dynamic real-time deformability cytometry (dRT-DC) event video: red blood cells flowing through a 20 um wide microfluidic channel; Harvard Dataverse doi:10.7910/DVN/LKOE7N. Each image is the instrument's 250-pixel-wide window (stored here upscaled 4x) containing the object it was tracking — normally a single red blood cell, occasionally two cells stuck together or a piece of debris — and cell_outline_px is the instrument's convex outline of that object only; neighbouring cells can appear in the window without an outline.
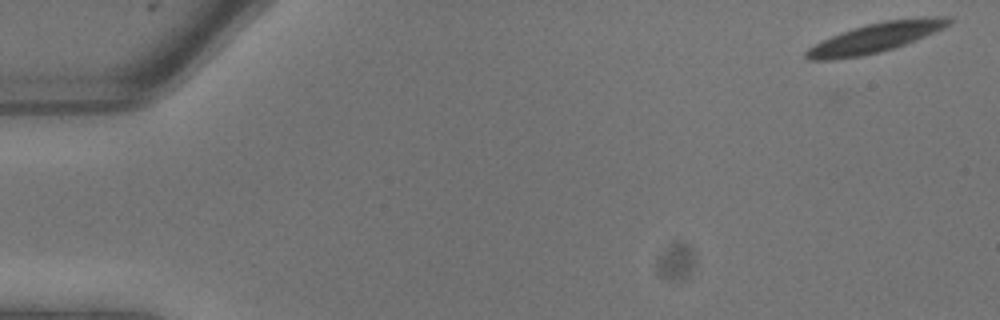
{"species": "common noctule bat (a hibernating species)", "species_latin": "Nyctalus noctula", "temperature_condition": "warm", "stored_images_in_passage": 9, "camera_frame_rate_fps": 3000, "um_per_image_px": 0.085, "animal": {"sex": "male", "body_mass_g": 13.3}, "frame": {"image": 1, "passage_image": 1, "time_ms": 0.0, "image_size_px": [1000, 320], "cell_outline_px": [[952, 20], [948, 24], [924, 36], [904, 44], [880, 52], [860, 56], [832, 60], [808, 60], [804, 56], [804, 52], [808, 48], [832, 36], [868, 24], [884, 20], [916, 16], [948, 16]], "centroid_in_image_um": [74.41, 3.19], "position_along_channel_um": 10.6, "area_um2": 24.1}}
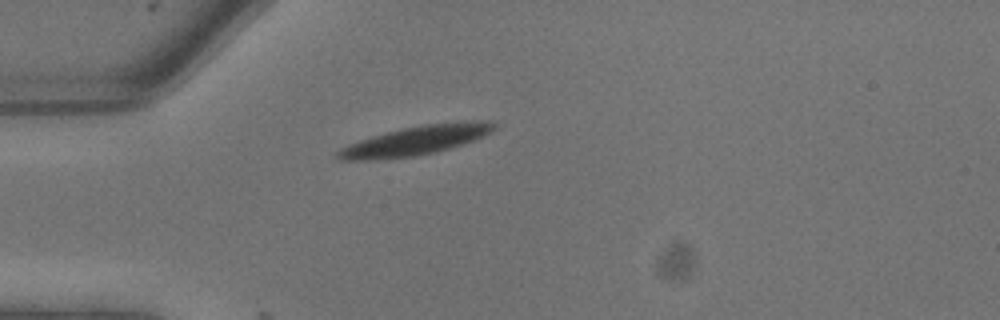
{"frame": {"image": 2, "passage_image": 7, "time_ms": 2.0, "image_size_px": [1000, 320], "cell_outline_px": [[496, 128], [492, 132], [484, 136], [436, 152], [416, 156], [372, 160], [340, 160], [336, 156], [336, 152], [340, 148], [348, 144], [360, 140], [388, 132], [404, 128], [424, 124], [456, 120], [492, 120], [496, 124]], "centroid_in_image_um": [35.39, 11.92], "position_along_channel_um": 49.6, "area_um2": 26.7}}